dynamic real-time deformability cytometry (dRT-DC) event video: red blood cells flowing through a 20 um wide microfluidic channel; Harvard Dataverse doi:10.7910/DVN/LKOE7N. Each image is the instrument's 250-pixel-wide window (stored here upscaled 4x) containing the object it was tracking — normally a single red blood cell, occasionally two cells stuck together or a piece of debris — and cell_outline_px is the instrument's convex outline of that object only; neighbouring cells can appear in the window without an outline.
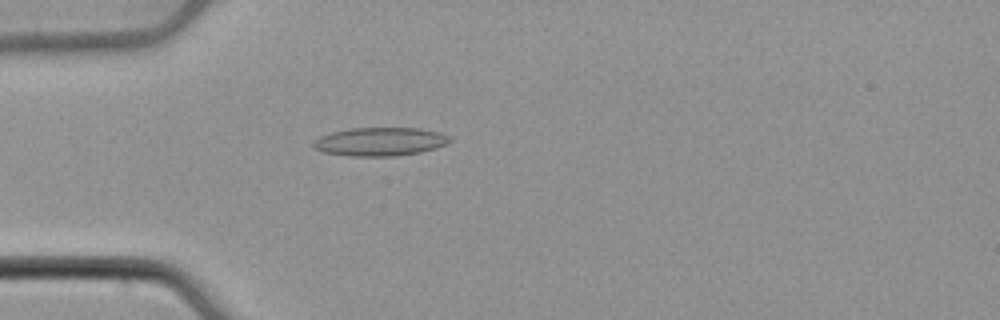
{"species": "common noctule bat (a hibernating species)", "species_latin": "Nyctalus noctula", "temperature_condition": "cold", "stored_images_in_passage": 50, "camera_frame_rate_fps": 3000, "um_per_image_px": 0.085, "animal": {"sex": "male", "body_mass_g": 21.5, "forearm_length_mm": 52.0}, "frame": {"image": 1, "passage_image": 12, "time_ms": 3.667, "image_size_px": [1000, 320], "cell_outline_px": [[452, 140], [448, 144], [436, 148], [420, 152], [396, 156], [352, 156], [324, 152], [316, 148], [312, 144], [312, 140], [320, 136], [332, 132], [352, 128], [420, 128], [440, 132], [448, 136]], "centroid_in_image_um": [32.33, 12.03], "position_along_channel_um": 52.7, "area_um2": 22.66}}
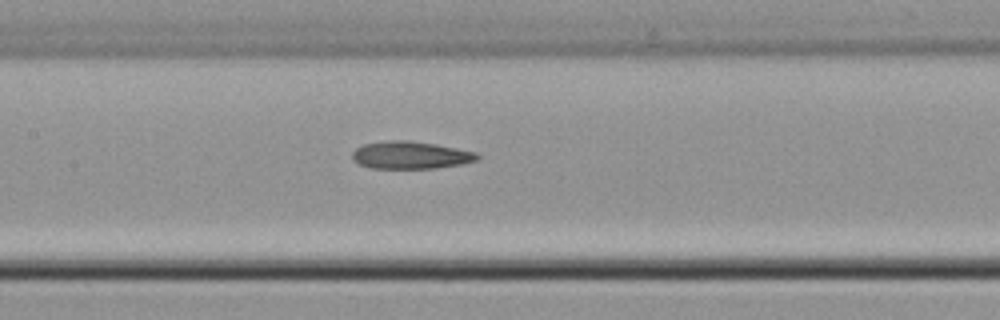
{"frame": {"image": 2, "passage_image": 22, "time_ms": 7.0, "image_size_px": [1000, 320], "cell_outline_px": [[480, 156], [476, 160], [460, 164], [436, 168], [372, 168], [360, 164], [352, 160], [352, 152], [356, 148], [364, 144], [388, 140], [408, 140], [436, 144], [476, 152]], "centroid_in_image_um": [34.87, 13.18], "position_along_channel_um": 172.5, "area_um2": 19.94}}
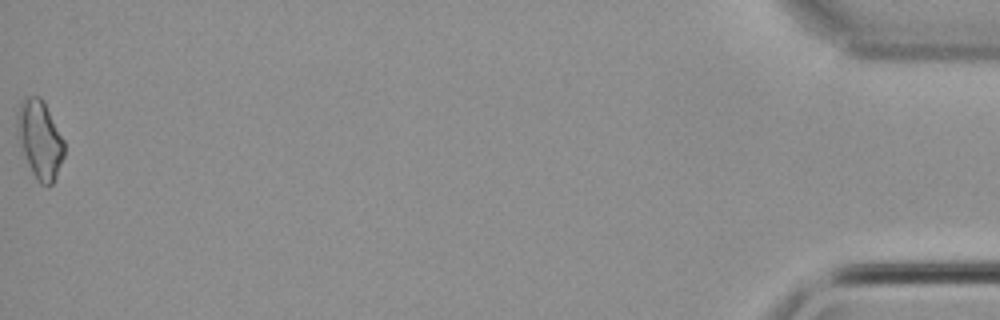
{"frame": {"image": 3, "passage_image": 50, "time_ms": 16.333, "image_size_px": [1000, 320], "cell_outline_px": [[64, 156], [56, 176], [52, 184], [48, 188], [40, 184], [36, 180], [32, 172], [16, 136], [16, 112], [20, 100], [28, 96], [40, 96], [44, 100], [64, 140]], "centroid_in_image_um": [3.36, 11.83], "position_along_channel_um": 431.8, "area_um2": 21.85}}